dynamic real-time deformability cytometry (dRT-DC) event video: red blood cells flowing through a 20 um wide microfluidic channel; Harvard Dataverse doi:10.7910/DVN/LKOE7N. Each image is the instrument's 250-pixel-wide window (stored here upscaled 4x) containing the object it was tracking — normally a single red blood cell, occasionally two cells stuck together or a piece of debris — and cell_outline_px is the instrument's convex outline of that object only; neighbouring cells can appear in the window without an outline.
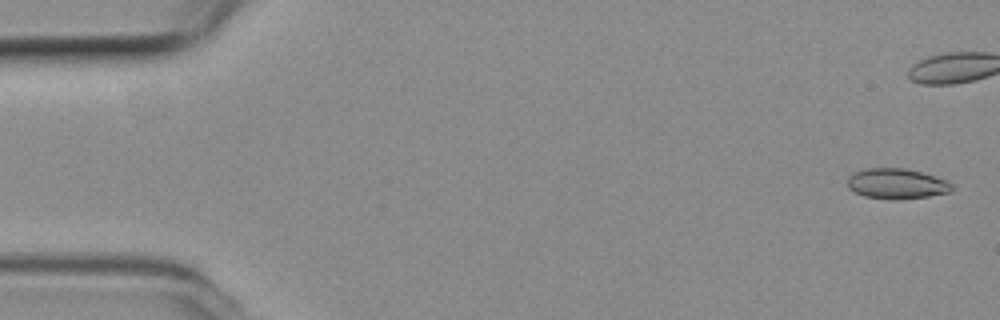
{"species": "common noctule bat (a hibernating species)", "species_latin": "Nyctalus noctula", "temperature_condition": "room temperature", "stored_images_in_passage": 43, "camera_frame_rate_fps": 3000, "um_per_image_px": 0.085, "animal": {"sex": "female", "body_mass_g": 19.3, "forearm_length_mm": 54.1}, "frame": {"image": 1, "passage_image": 2, "time_ms": 0.333, "image_size_px": [1000, 320], "cell_outline_px": [[952, 188], [948, 192], [928, 196], [896, 200], [892, 200], [864, 196], [848, 188], [848, 176], [856, 172], [868, 168], [904, 168], [920, 172], [948, 180], [952, 184]], "centroid_in_image_um": [76.21, 15.62], "position_along_channel_um": 8.8, "area_um2": 18.32}}
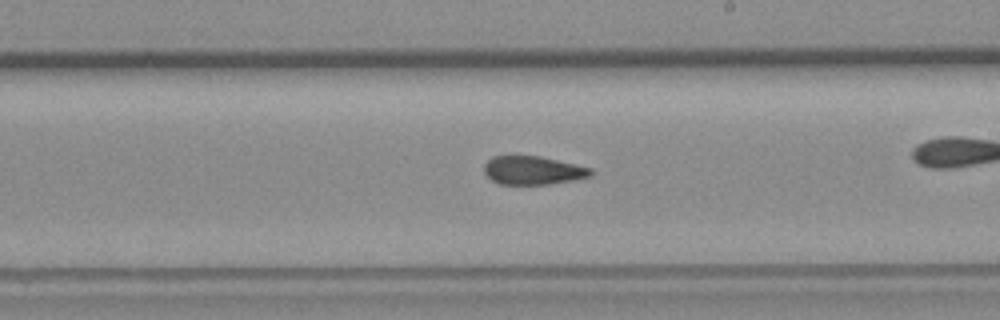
{"frame": {"image": 2, "passage_image": 31, "time_ms": 10.0, "image_size_px": [1000, 320], "cell_outline_px": [[592, 176], [572, 180], [548, 184], [500, 184], [492, 180], [484, 172], [484, 164], [492, 156], [540, 156], [592, 168]], "centroid_in_image_um": [45.29, 14.48], "position_along_channel_um": 243.7, "area_um2": 17.57}}
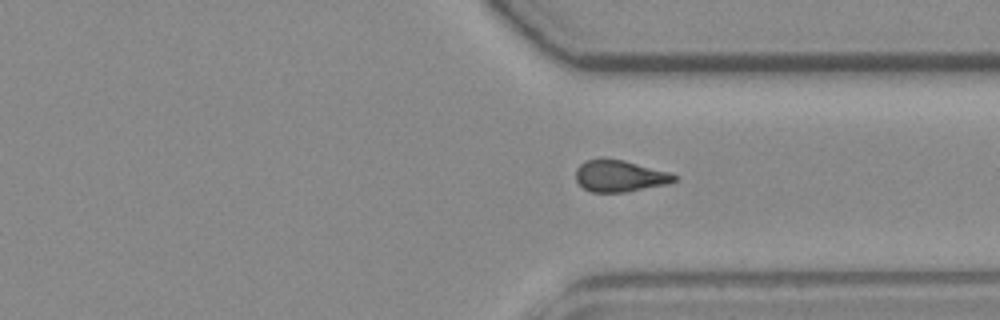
{"frame": {"image": 3, "passage_image": 40, "time_ms": 13.0, "image_size_px": [1000, 320], "cell_outline_px": [[676, 180], [668, 184], [624, 192], [592, 192], [584, 188], [576, 180], [576, 168], [584, 160], [624, 160], [668, 172], [676, 176]], "centroid_in_image_um": [52.66, 14.97], "position_along_channel_um": 358.7, "area_um2": 17.74}}